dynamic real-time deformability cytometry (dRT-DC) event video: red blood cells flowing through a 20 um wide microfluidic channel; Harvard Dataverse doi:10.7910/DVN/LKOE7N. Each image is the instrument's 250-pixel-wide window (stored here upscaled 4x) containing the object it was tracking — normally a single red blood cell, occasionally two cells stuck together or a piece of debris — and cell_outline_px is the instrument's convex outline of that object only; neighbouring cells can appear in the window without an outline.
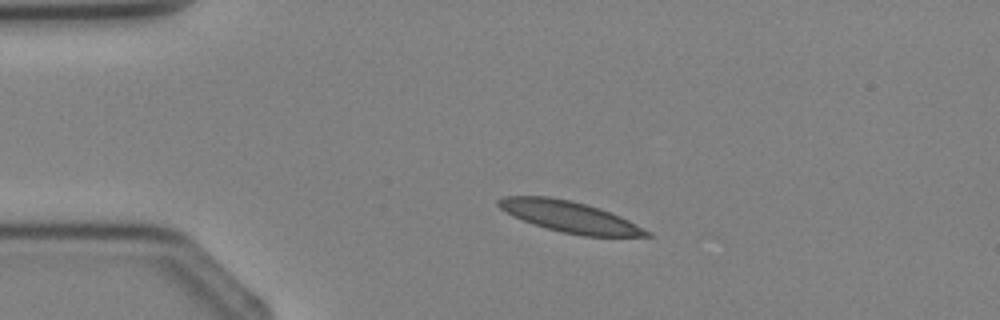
{"species": "Egyptian fruit bat (a non-hibernating species)", "species_latin": "Rousettus aegyptiacus", "temperature_condition": "cold", "stored_images_in_passage": 3, "camera_frame_rate_fps": 3000, "um_per_image_px": 0.085, "animal": {"sex": "female"}, "frame": {"image": 1, "passage_image": 2, "time_ms": 1.0, "image_size_px": [1000, 320], "cell_outline_px": [[652, 236], [584, 236], [564, 232], [532, 224], [512, 216], [500, 208], [496, 204], [496, 200], [504, 196], [548, 196], [572, 200], [620, 216], [652, 232]], "centroid_in_image_um": [48.38, 18.41], "position_along_channel_um": 36.6, "area_um2": 26.59}}
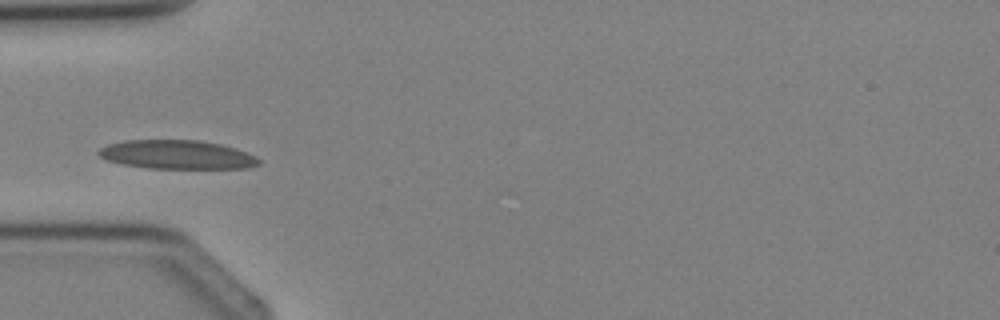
{"frame": {"image": 2, "passage_image": 3, "time_ms": 2.333, "image_size_px": [1000, 320], "cell_outline_px": [[260, 164], [248, 168], [148, 168], [120, 164], [108, 160], [100, 156], [96, 152], [100, 148], [108, 144], [124, 140], [200, 140], [220, 144], [236, 148], [256, 156], [260, 160]], "centroid_in_image_um": [15.04, 13.14], "position_along_channel_um": 70.0, "area_um2": 26.99}}